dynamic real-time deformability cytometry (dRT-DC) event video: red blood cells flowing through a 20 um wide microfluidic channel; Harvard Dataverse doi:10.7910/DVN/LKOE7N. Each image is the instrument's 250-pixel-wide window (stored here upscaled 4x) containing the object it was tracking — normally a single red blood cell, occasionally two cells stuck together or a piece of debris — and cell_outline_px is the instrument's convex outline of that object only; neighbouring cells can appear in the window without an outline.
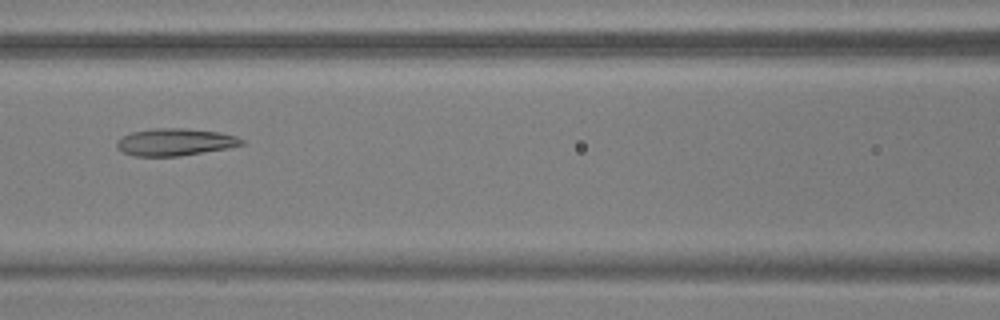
{"species": "common noctule bat (a hibernating species)", "species_latin": "Nyctalus noctula", "temperature_condition": "warm", "stored_images_in_passage": 55, "camera_frame_rate_fps": 3000, "um_per_image_px": 0.085, "animal": {"sex": "male", "body_mass_g": 17.9, "forearm_length_mm": 54.2}, "frame": {"image": 1, "passage_image": 25, "time_ms": 8.0, "image_size_px": [1000, 320], "cell_outline_px": [[244, 144], [228, 148], [176, 156], [136, 156], [124, 152], [116, 148], [116, 140], [132, 132], [152, 128], [184, 128], [220, 132], [236, 136], [244, 140]], "centroid_in_image_um": [14.87, 12.06], "position_along_channel_um": 151.7, "area_um2": 19.71}}
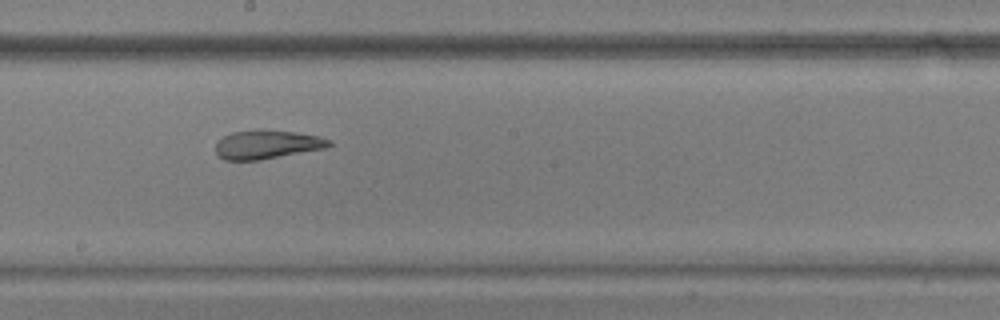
{"frame": {"image": 2, "passage_image": 31, "time_ms": 10.0, "image_size_px": [1000, 320], "cell_outline_px": [[332, 144], [324, 148], [260, 160], [224, 160], [216, 156], [216, 144], [224, 136], [232, 132], [296, 132], [316, 136], [332, 140]], "centroid_in_image_um": [22.67, 12.33], "position_along_channel_um": 225.5, "area_um2": 18.21}}
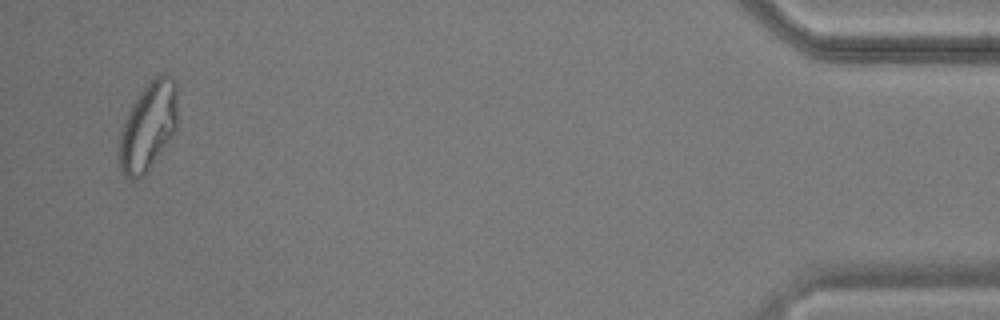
{"frame": {"image": 3, "passage_image": 53, "time_ms": 17.333, "image_size_px": [1000, 320], "cell_outline_px": [[176, 128], [144, 176], [136, 180], [132, 180], [124, 176], [120, 168], [120, 132], [124, 120], [132, 104], [148, 80], [152, 76], [160, 72], [164, 72], [172, 76], [176, 84]], "centroid_in_image_um": [12.59, 10.68], "position_along_channel_um": 422.6, "area_um2": 29.94}, "authors_computed_cell_mechanics": {"area_um2": 23.409, "velocity_mm_per_s": 3.7027, "shape_relaxation_time_tau1_ms": null, "shape_relaxation_time_tau2_ms": 1.9384, "deformation_change_tau1": null, "deformation_change_tau2": 0.0981}}